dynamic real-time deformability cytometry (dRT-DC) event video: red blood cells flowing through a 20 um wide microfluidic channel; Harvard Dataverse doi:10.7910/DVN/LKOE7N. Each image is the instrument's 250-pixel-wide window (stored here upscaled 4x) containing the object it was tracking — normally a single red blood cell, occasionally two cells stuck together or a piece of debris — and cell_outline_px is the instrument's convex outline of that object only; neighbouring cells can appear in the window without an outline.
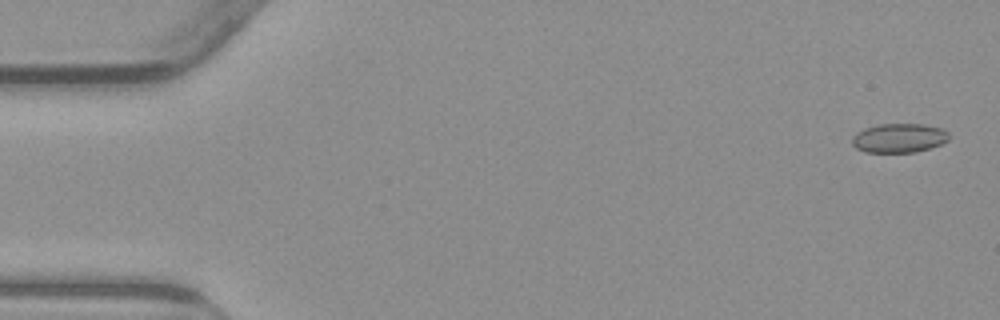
{"species": "common noctule bat (a hibernating species)", "species_latin": "Nyctalus noctula", "temperature_condition": "warm", "stored_images_in_passage": 54, "camera_frame_rate_fps": 3000, "um_per_image_px": 0.085, "animal": {"sex": "male", "body_mass_g": 23.1, "forearm_length_mm": 52.7}, "frame": {"image": 1, "passage_image": 2, "time_ms": 0.333, "image_size_px": [1000, 320], "cell_outline_px": [[948, 140], [940, 144], [916, 152], [864, 152], [856, 148], [852, 144], [852, 136], [856, 132], [864, 128], [880, 124], [924, 124], [940, 128], [948, 132]], "centroid_in_image_um": [76.38, 11.73], "position_along_channel_um": 8.6, "area_um2": 16.42}}
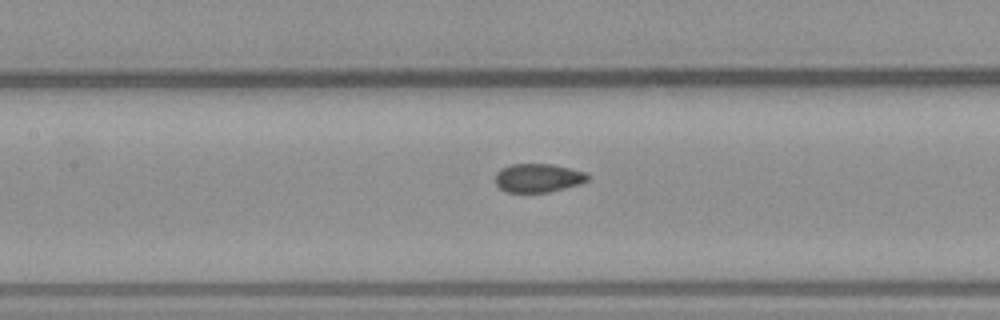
{"frame": {"image": 2, "passage_image": 25, "time_ms": 8.0, "image_size_px": [1000, 320], "cell_outline_px": [[588, 180], [580, 184], [548, 192], [508, 192], [500, 188], [496, 184], [496, 172], [500, 168], [512, 164], [552, 164], [584, 172], [588, 176]], "centroid_in_image_um": [45.71, 15.12], "position_along_channel_um": 161.7, "area_um2": 15.26}}
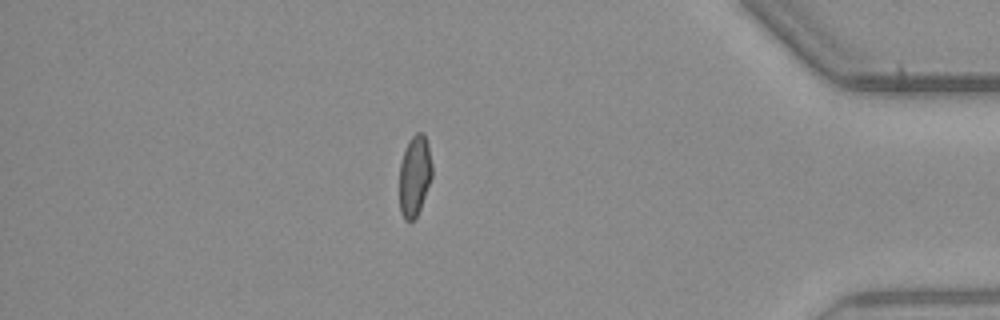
{"frame": {"image": 3, "passage_image": 47, "time_ms": 15.333, "image_size_px": [1000, 320], "cell_outline_px": [[432, 176], [420, 208], [416, 216], [412, 220], [404, 220], [400, 212], [400, 164], [408, 140], [416, 132], [424, 132], [428, 144], [432, 164]], "centroid_in_image_um": [35.24, 14.9], "position_along_channel_um": 400.0, "area_um2": 15.32}, "authors_computed_cell_mechanics": {"area_um2": 16.1551, "velocity_mm_per_s": 3.8307, "shape_relaxation_time_tau1_ms": null, "shape_relaxation_time_tau2_ms": 1.0206, "deformation_change_tau1": null, "deformation_change_tau2": 0.0526}}